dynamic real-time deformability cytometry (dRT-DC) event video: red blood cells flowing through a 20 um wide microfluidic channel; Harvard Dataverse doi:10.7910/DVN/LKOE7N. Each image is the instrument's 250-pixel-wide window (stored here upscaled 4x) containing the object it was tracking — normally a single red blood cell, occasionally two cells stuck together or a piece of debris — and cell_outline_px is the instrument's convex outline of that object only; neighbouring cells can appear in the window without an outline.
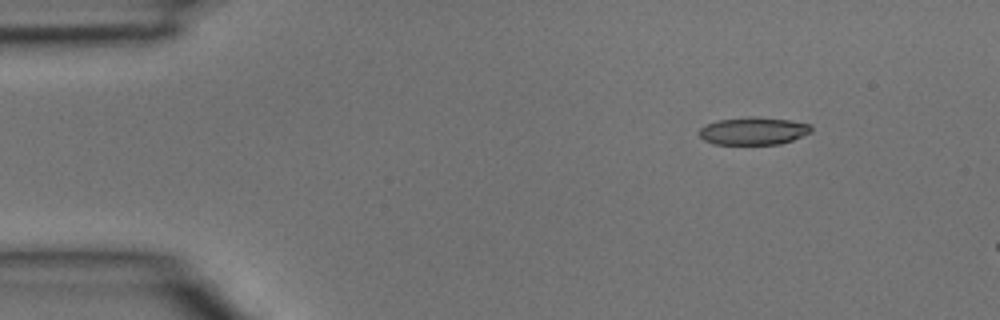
{"species": "common noctule bat (a hibernating species)", "species_latin": "Nyctalus noctula", "temperature_condition": "room temperature", "stored_images_in_passage": 4, "segment_of_instrument_passage": [1, 2], "camera_frame_rate_fps": 3000, "um_per_image_px": 0.085, "animal": {"sex": "male", "body_mass_g": 15.6}, "frame": {"image": 1, "passage_image": 2, "time_ms": 0.333, "image_size_px": [1000, 320], "cell_outline_px": [[812, 132], [792, 140], [780, 144], [712, 144], [704, 140], [700, 136], [700, 128], [704, 124], [716, 120], [748, 116], [788, 120], [808, 124], [812, 128]], "centroid_in_image_um": [64.0, 11.13], "position_along_channel_um": 21.0, "area_um2": 18.03}}